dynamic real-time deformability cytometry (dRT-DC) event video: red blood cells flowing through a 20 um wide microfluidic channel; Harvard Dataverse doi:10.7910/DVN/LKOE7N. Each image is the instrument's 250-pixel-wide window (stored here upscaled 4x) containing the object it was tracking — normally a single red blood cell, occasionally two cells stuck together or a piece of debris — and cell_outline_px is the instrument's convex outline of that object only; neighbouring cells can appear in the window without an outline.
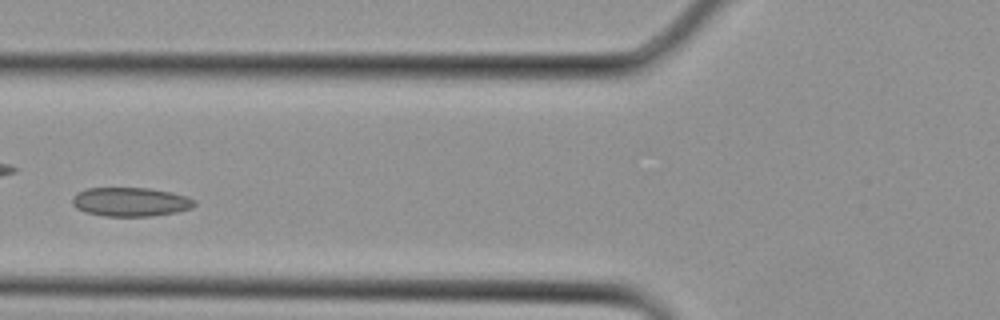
{"species": "Egyptian fruit bat (a non-hibernating species)", "species_latin": "Rousettus aegyptiacus", "temperature_condition": "cold", "stored_images_in_passage": 8, "camera_frame_rate_fps": 3000, "um_per_image_px": 0.085, "animal": {"sex": "female"}, "frame": {"image": 1, "passage_image": 3, "time_ms": 0.667, "image_size_px": [1000, 320], "cell_outline_px": [[196, 204], [192, 208], [176, 212], [152, 216], [104, 216], [84, 212], [76, 208], [72, 204], [72, 196], [76, 192], [88, 188], [148, 188], [188, 196], [196, 200]], "centroid_in_image_um": [11.08, 17.16], "position_along_channel_um": 114.7, "area_um2": 20.75}}
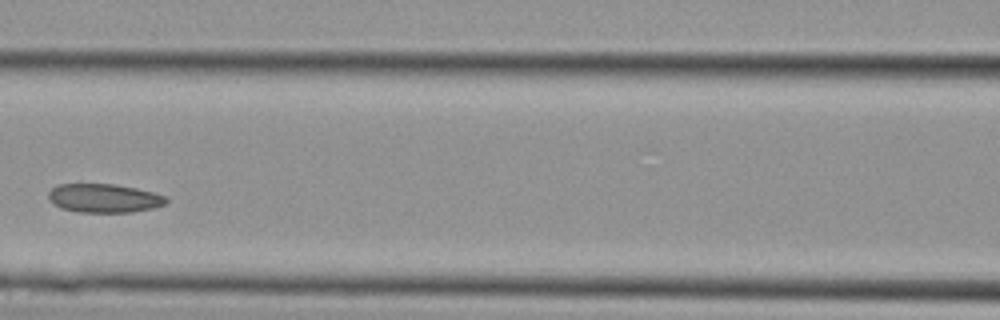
{"frame": {"image": 2, "passage_image": 5, "time_ms": 1.333, "image_size_px": [1000, 320], "cell_outline_px": [[168, 200], [164, 204], [152, 208], [132, 212], [76, 212], [60, 208], [52, 204], [48, 200], [48, 192], [56, 184], [116, 184], [136, 188], [152, 192], [164, 196]], "centroid_in_image_um": [8.77, 16.84], "position_along_channel_um": 157.8, "area_um2": 19.83}}
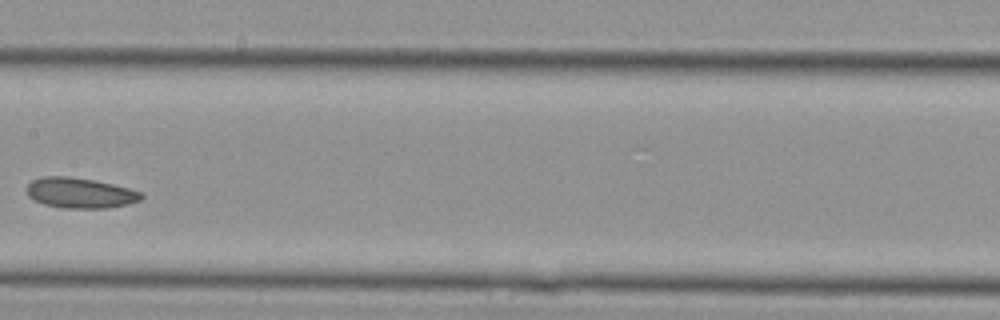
{"frame": {"image": 3, "passage_image": 7, "time_ms": 2.0, "image_size_px": [1000, 320], "cell_outline_px": [[144, 196], [140, 200], [128, 204], [108, 208], [64, 208], [44, 204], [28, 196], [24, 188], [32, 180], [44, 176], [68, 176], [96, 180], [128, 188], [140, 192]], "centroid_in_image_um": [6.78, 16.39], "position_along_channel_um": 200.6, "area_um2": 20.35}}